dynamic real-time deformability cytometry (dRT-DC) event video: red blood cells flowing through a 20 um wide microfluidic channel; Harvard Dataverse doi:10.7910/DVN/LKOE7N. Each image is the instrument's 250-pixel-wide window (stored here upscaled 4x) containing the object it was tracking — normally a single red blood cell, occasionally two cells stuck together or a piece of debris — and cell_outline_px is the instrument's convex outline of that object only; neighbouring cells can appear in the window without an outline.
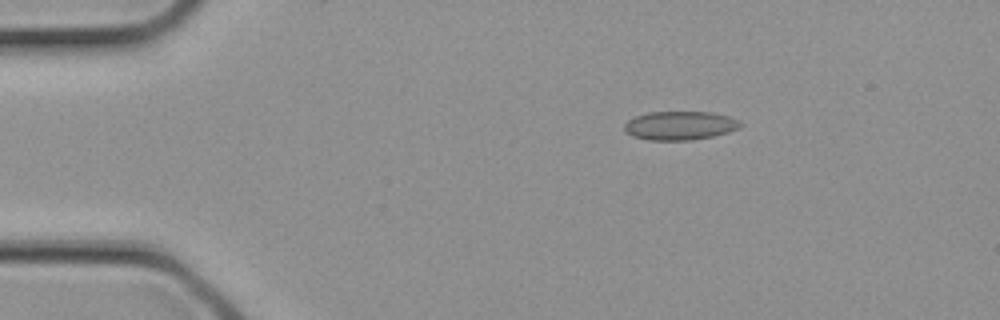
{"species": "common noctule bat (a hibernating species)", "species_latin": "Nyctalus noctula", "temperature_condition": "cold", "stored_images_in_passage": 3, "camera_frame_rate_fps": 3000, "um_per_image_px": 0.085, "animal": {"sex": "female", "body_mass_g": 21.9}, "frame": {"image": 1, "passage_image": 2, "time_ms": 0.333, "image_size_px": [1000, 320], "cell_outline_px": [[744, 124], [740, 128], [728, 132], [712, 136], [688, 140], [648, 140], [632, 136], [624, 132], [624, 124], [628, 120], [636, 116], [648, 112], [712, 112], [728, 116]], "centroid_in_image_um": [57.77, 10.67], "position_along_channel_um": 27.2, "area_um2": 19.42}}
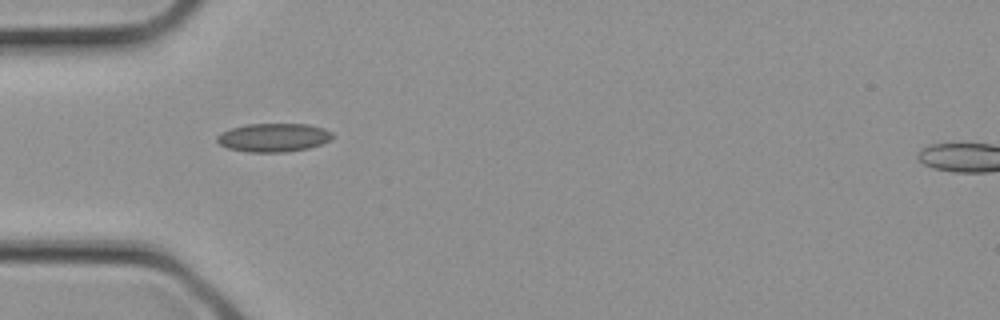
{"frame": {"image": 2, "passage_image": 3, "time_ms": 0.667, "image_size_px": [1000, 320], "cell_outline_px": [[332, 140], [308, 148], [284, 152], [248, 152], [228, 148], [220, 144], [216, 140], [216, 136], [220, 132], [232, 128], [248, 124], [308, 124], [324, 128], [332, 132]], "centroid_in_image_um": [23.25, 11.69], "position_along_channel_um": 61.8, "area_um2": 19.19}}